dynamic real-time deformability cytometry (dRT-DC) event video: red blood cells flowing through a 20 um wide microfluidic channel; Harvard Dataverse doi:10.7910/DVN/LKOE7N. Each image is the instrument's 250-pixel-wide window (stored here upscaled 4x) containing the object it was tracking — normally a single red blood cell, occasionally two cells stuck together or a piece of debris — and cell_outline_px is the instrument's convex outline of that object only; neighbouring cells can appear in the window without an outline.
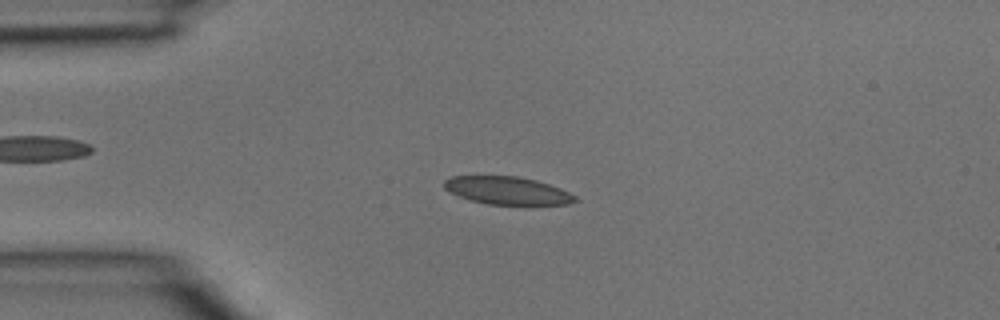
{"species": "common noctule bat (a hibernating species)", "species_latin": "Nyctalus noctula", "temperature_condition": "room temperature", "stored_images_in_passage": 4, "camera_frame_rate_fps": 3000, "um_per_image_px": 0.085, "animal": {"sex": "male", "body_mass_g": 15.6}, "frame": {"image": 1, "passage_image": 3, "time_ms": 0.667, "image_size_px": [1000, 320], "cell_outline_px": [[580, 200], [568, 204], [528, 208], [488, 204], [472, 200], [448, 192], [444, 188], [444, 180], [452, 176], [516, 176], [536, 180], [560, 188], [576, 196]], "centroid_in_image_um": [43.21, 16.26], "position_along_channel_um": 41.8, "area_um2": 22.2}}